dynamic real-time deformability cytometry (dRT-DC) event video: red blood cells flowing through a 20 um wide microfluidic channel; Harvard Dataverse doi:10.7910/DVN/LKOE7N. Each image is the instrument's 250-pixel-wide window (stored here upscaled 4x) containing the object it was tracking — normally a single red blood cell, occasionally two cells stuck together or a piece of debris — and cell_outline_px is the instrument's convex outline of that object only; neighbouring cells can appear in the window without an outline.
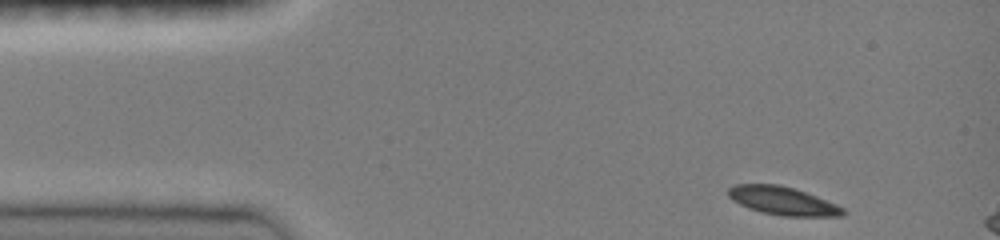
{"species": "common noctule bat (a hibernating species)", "species_latin": "Nyctalus noctula", "temperature_condition": "room temperature", "stored_images_in_passage": 13, "camera_frame_rate_fps": 3000, "um_per_image_px": 0.085, "animal": {"sex": "female", "body_mass_g": 19.0, "forearm_length_mm": 51.5}, "frame": {"image": 1, "passage_image": 1, "time_ms": 0.0, "image_size_px": [1000, 240], "cell_outline_px": [[848, 212], [844, 216], [780, 216], [760, 212], [748, 208], [732, 200], [728, 196], [728, 188], [736, 184], [780, 184], [796, 188], [836, 204], [844, 208]], "centroid_in_image_um": [66.55, 17.07], "position_along_channel_um": 18.5, "area_um2": 19.13}}